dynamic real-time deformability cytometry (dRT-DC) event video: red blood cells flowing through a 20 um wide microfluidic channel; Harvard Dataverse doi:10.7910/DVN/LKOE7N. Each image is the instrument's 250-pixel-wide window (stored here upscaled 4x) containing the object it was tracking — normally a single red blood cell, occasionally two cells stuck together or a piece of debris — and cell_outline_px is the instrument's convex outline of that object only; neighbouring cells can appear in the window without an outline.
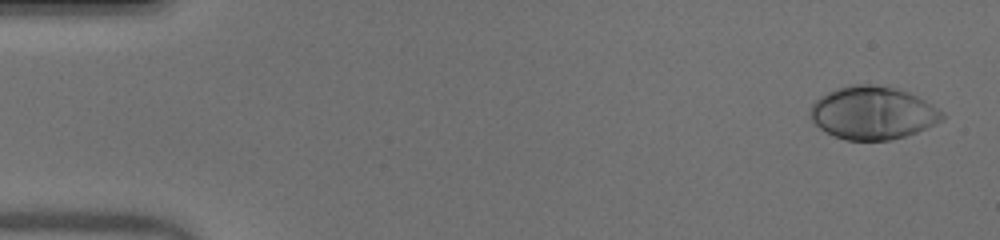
{"species": "human", "species_latin": "Homo sapiens", "temperature_condition": "warm", "stored_images_in_passage": 51, "camera_frame_rate_fps": 3000, "um_per_image_px": 0.085, "donor": {"sex": "male"}, "frame": {"image": 1, "passage_image": 2, "time_ms": 0.333, "image_size_px": [1000, 240], "cell_outline_px": [[944, 116], [940, 120], [916, 132], [904, 136], [888, 140], [844, 140], [832, 136], [820, 128], [808, 116], [808, 112], [812, 104], [820, 96], [836, 88], [852, 84], [872, 84], [896, 88], [908, 92], [924, 100], [944, 112]], "centroid_in_image_um": [74.12, 9.59], "position_along_channel_um": 10.9, "area_um2": 40.58}}
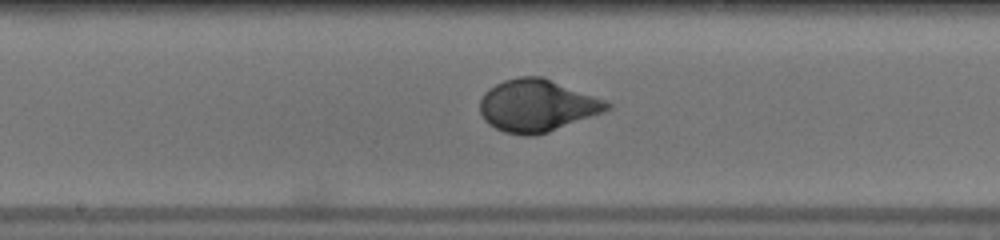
{"frame": {"image": 2, "passage_image": 27, "time_ms": 8.667, "image_size_px": [1000, 240], "cell_outline_px": [[612, 108], [604, 112], [548, 132], [536, 136], [524, 136], [504, 132], [488, 124], [484, 120], [480, 112], [480, 100], [484, 92], [488, 88], [504, 80], [520, 76], [544, 76], [604, 100], [612, 104]], "centroid_in_image_um": [45.63, 8.98], "position_along_channel_um": 202.6, "area_um2": 38.84}}
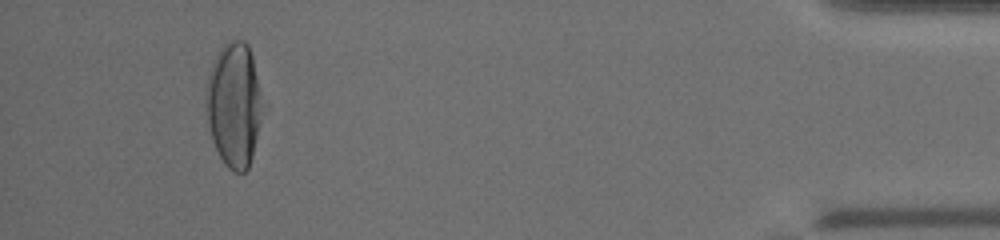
{"frame": {"image": 3, "passage_image": 48, "time_ms": 15.667, "image_size_px": [1000, 240], "cell_outline_px": [[268, 104], [252, 156], [248, 168], [244, 172], [232, 172], [224, 164], [212, 140], [208, 124], [204, 96], [208, 72], [220, 48], [224, 44], [232, 40], [244, 40], [248, 44]], "centroid_in_image_um": [19.96, 8.89], "position_along_channel_um": 415.2, "area_um2": 42.66}, "authors_computed_cell_mechanics": {"area_um2": 38.8416, "velocity_mm_per_s": 3.9754, "shape_relaxation_time_tau1_ms": 3.4486, "shape_relaxation_time_tau2_ms": null, "deformation_change_tau1": 0.2144, "deformation_change_tau2": null}}